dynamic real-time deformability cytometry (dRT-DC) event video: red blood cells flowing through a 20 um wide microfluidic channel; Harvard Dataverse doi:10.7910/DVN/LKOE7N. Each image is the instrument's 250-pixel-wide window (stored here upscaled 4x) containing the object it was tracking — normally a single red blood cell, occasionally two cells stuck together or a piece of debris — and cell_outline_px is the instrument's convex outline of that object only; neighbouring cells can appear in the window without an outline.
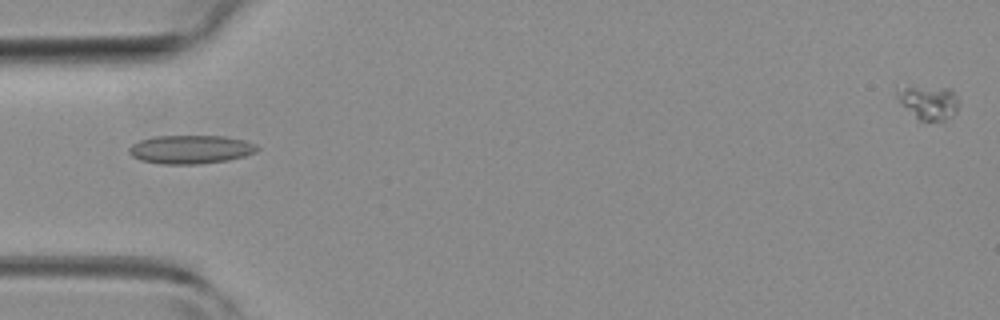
{"species": "common noctule bat (a hibernating species)", "species_latin": "Nyctalus noctula", "temperature_condition": "room temperature", "stored_images_in_passage": 38, "camera_frame_rate_fps": 3000, "um_per_image_px": 0.085, "animal": {"sex": "female", "body_mass_g": 19.3, "forearm_length_mm": 54.1}, "frame": {"image": 1, "passage_image": 3, "time_ms": 0.667, "image_size_px": [1000, 320], "cell_outline_px": [[260, 148], [256, 152], [244, 156], [228, 160], [200, 164], [160, 164], [140, 160], [132, 156], [128, 152], [128, 148], [132, 144], [140, 140], [152, 136], [224, 136], [244, 140], [256, 144]], "centroid_in_image_um": [16.19, 12.7], "position_along_channel_um": 68.8, "area_um2": 21.5}}
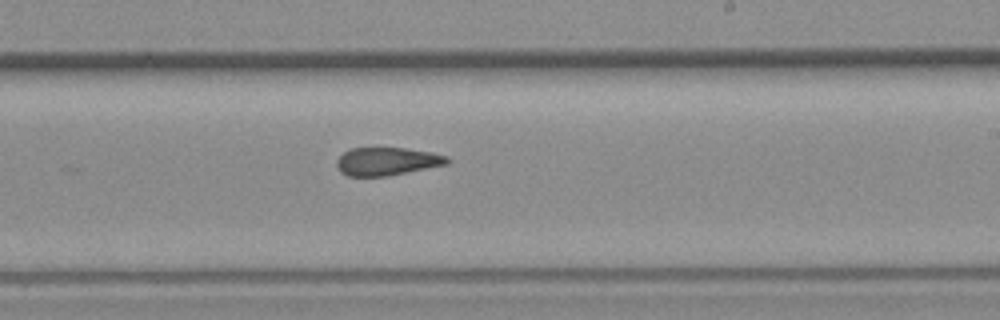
{"frame": {"image": 2, "passage_image": 17, "time_ms": 5.333, "image_size_px": [1000, 320], "cell_outline_px": [[452, 160], [448, 164], [388, 176], [348, 176], [340, 172], [336, 164], [336, 160], [344, 152], [352, 148], [404, 148], [432, 152], [448, 156]], "centroid_in_image_um": [32.92, 13.72], "position_along_channel_um": 256.1, "area_um2": 18.15}}
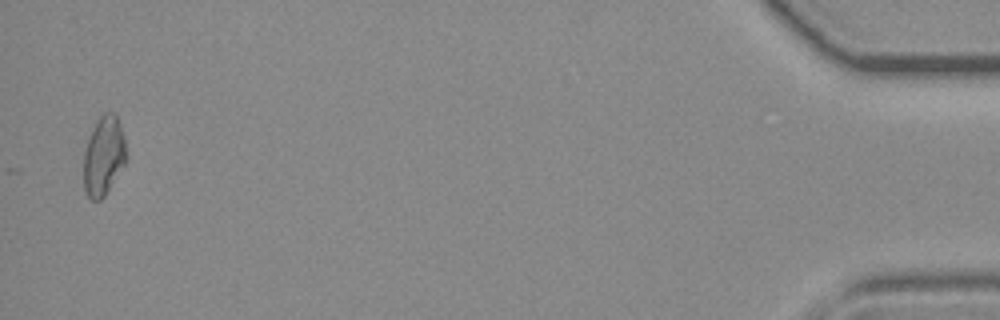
{"frame": {"image": 3, "passage_image": 37, "time_ms": 12.0, "image_size_px": [1000, 320], "cell_outline_px": [[128, 156], [124, 164], [104, 196], [100, 200], [92, 200], [88, 196], [84, 188], [84, 152], [92, 128], [96, 120], [104, 112], [112, 112], [116, 116], [120, 124], [124, 136]], "centroid_in_image_um": [8.82, 13.22], "position_along_channel_um": 426.4, "area_um2": 19.59}, "authors_computed_cell_mechanics": {"area_um2": 18.9584, "velocity_mm_per_s": 4.0032, "shape_relaxation_time_tau1_ms": null, "shape_relaxation_time_tau2_ms": 2.2156, "deformation_change_tau1": null, "deformation_change_tau2": 0.0719}}